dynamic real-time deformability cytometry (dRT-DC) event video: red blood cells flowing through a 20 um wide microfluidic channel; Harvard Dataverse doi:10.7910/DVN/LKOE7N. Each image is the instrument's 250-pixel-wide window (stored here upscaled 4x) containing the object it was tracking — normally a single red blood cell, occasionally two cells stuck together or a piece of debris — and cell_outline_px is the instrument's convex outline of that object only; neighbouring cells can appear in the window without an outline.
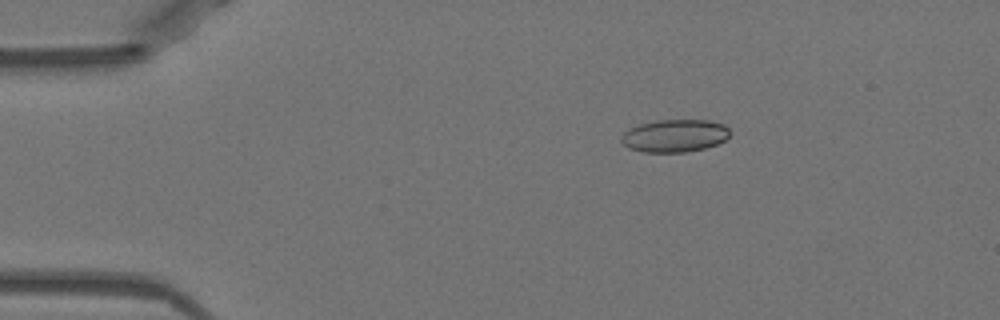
{"species": "Egyptian fruit bat (a non-hibernating species)", "species_latin": "Rousettus aegyptiacus", "temperature_condition": "warm", "stored_images_in_passage": 44, "camera_frame_rate_fps": 3000, "um_per_image_px": 0.085, "animal": {"sex": "female"}, "frame": {"image": 1, "passage_image": 1, "time_ms": 0.0, "image_size_px": [1000, 320], "cell_outline_px": [[728, 136], [724, 140], [716, 144], [704, 148], [684, 152], [644, 152], [628, 148], [620, 140], [620, 136], [624, 132], [640, 124], [656, 120], [708, 120], [724, 124], [728, 128]], "centroid_in_image_um": [57.32, 11.53], "position_along_channel_um": 27.7, "area_um2": 20.52}}
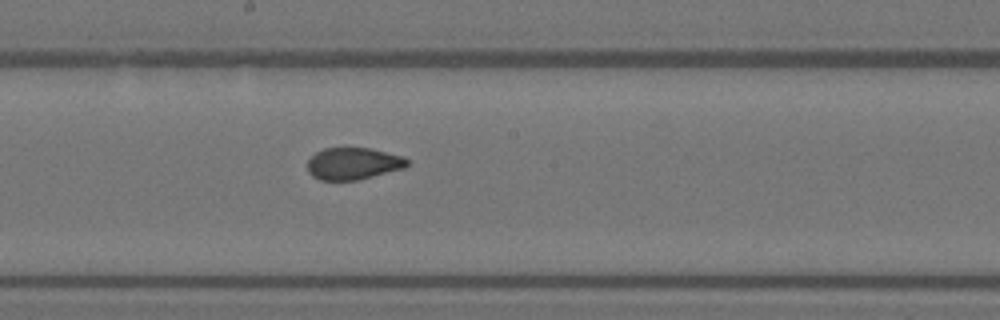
{"frame": {"image": 2, "passage_image": 20, "time_ms": 6.333, "image_size_px": [1000, 320], "cell_outline_px": [[408, 164], [404, 168], [356, 180], [320, 180], [312, 176], [308, 172], [308, 160], [316, 152], [324, 148], [368, 148], [404, 156], [408, 160]], "centroid_in_image_um": [30.01, 13.9], "position_along_channel_um": 218.2, "area_um2": 18.44}}
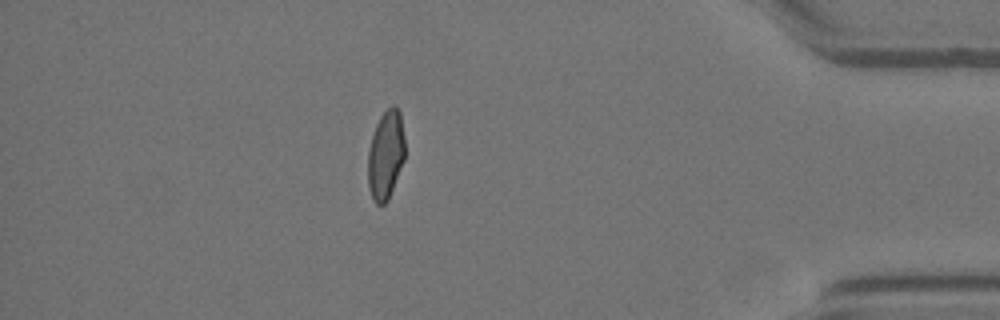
{"frame": {"image": 3, "passage_image": 37, "time_ms": 12.0, "image_size_px": [1000, 320], "cell_outline_px": [[404, 160], [388, 200], [384, 204], [376, 204], [372, 200], [368, 184], [368, 152], [372, 136], [376, 124], [380, 116], [392, 104], [396, 104], [400, 112], [404, 136]], "centroid_in_image_um": [32.78, 13.16], "position_along_channel_um": 402.4, "area_um2": 19.19}, "authors_computed_cell_mechanics": {"area_um2": 19.652, "velocity_mm_per_s": 3.9836, "shape_relaxation_time_tau1_ms": null, "shape_relaxation_time_tau2_ms": 0.7315, "deformation_change_tau1": null, "deformation_change_tau2": 0.0476}}